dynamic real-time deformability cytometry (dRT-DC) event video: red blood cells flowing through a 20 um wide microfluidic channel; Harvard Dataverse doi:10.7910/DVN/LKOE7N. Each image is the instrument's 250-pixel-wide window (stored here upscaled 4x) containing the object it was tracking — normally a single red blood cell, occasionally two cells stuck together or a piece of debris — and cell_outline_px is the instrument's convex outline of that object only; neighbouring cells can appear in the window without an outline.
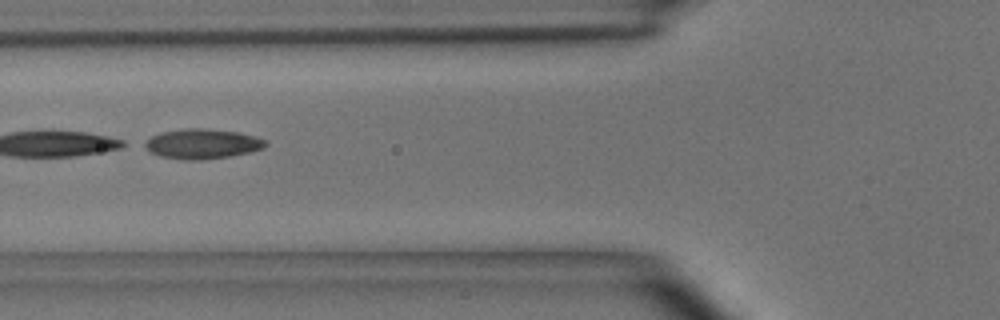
{"species": "common noctule bat (a hibernating species)", "species_latin": "Nyctalus noctula", "temperature_condition": "room temperature", "stored_images_in_passage": 40, "camera_frame_rate_fps": 3000, "um_per_image_px": 0.085, "animal": {"sex": "male", "body_mass_g": 15.6}, "frame": {"image": 1, "passage_image": 10, "time_ms": 3.0, "image_size_px": [1000, 320], "cell_outline_px": [[268, 144], [264, 148], [252, 152], [228, 156], [200, 160], [188, 160], [160, 156], [136, 144], [160, 132], [184, 128], [204, 128], [240, 132], [256, 136], [264, 140]], "centroid_in_image_um": [17.14, 12.21], "position_along_channel_um": 108.7, "area_um2": 21.39}, "authors_computed_cell_mechanics": {"area_um2": 21.2126, "velocity_mm_per_s": 3.9618, "shape_relaxation_time_tau1_ms": 0.3843, "shape_relaxation_time_tau2_ms": 2.1018, "deformation_change_tau1": 0.2495, "deformation_change_tau2": 0.0898}}